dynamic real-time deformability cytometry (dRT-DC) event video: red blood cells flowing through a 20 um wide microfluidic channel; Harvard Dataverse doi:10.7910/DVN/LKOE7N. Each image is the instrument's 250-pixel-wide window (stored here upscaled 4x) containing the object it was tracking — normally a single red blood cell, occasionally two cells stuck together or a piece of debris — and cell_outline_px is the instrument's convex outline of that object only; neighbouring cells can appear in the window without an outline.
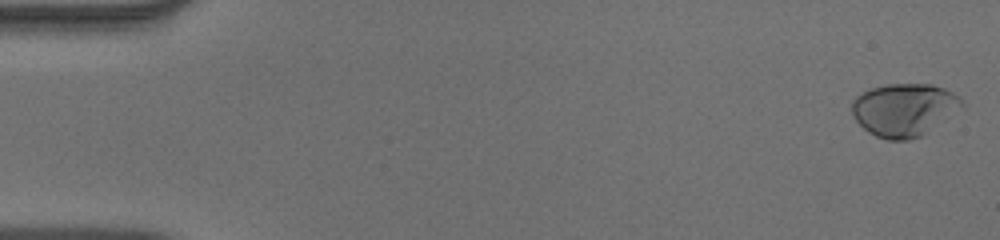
{"species": "human", "species_latin": "Homo sapiens", "temperature_condition": "warm", "stored_images_in_passage": 52, "camera_frame_rate_fps": 3000, "um_per_image_px": 0.085, "donor": {"sex": "male"}, "frame": {"image": 1, "passage_image": 1, "time_ms": 0.0, "image_size_px": [1000, 240], "cell_outline_px": [[964, 108], [920, 136], [908, 140], [888, 140], [876, 136], [868, 132], [856, 120], [852, 112], [852, 100], [856, 96], [868, 88], [888, 84], [932, 84], [944, 88], [960, 96], [964, 104]], "centroid_in_image_um": [76.87, 9.31], "position_along_channel_um": 8.1, "area_um2": 34.04}}
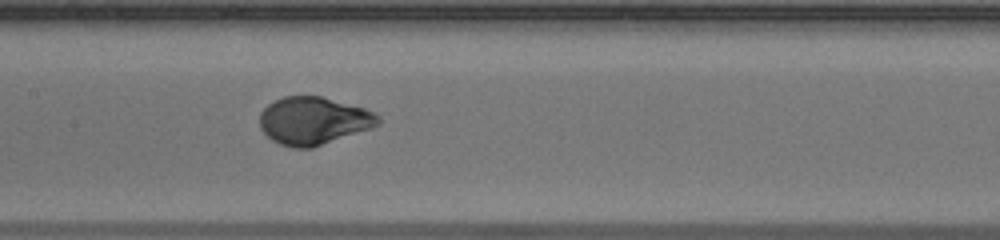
{"frame": {"image": 2, "passage_image": 26, "time_ms": 8.333, "image_size_px": [1000, 240], "cell_outline_px": [[380, 124], [372, 128], [312, 148], [292, 148], [280, 144], [272, 140], [260, 128], [260, 112], [268, 104], [284, 96], [320, 96], [364, 108], [376, 112], [380, 116]], "centroid_in_image_um": [26.66, 10.27], "position_along_channel_um": 180.7, "area_um2": 32.95}}
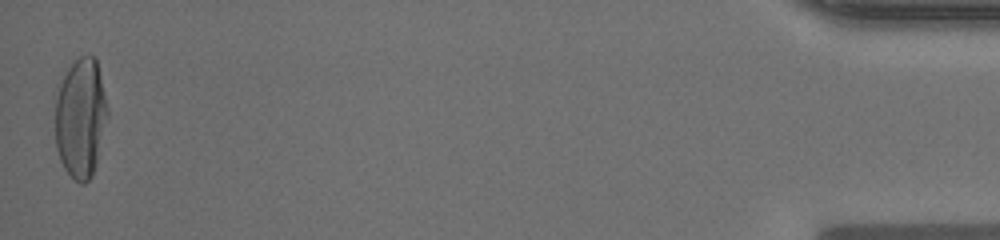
{"frame": {"image": 3, "passage_image": 52, "time_ms": 17.0, "image_size_px": [1000, 240], "cell_outline_px": [[108, 116], [96, 164], [92, 176], [84, 184], [80, 184], [64, 168], [60, 160], [56, 148], [56, 84], [68, 68], [80, 56], [96, 56], [108, 108]], "centroid_in_image_um": [6.85, 10.0], "position_along_channel_um": 428.3, "area_um2": 36.76}, "authors_computed_cell_mechanics": {"area_um2": 33.0616, "velocity_mm_per_s": 3.9276, "shape_relaxation_time_tau1_ms": 3.3568, "shape_relaxation_time_tau2_ms": null, "deformation_change_tau1": 0.2022, "deformation_change_tau2": null}}